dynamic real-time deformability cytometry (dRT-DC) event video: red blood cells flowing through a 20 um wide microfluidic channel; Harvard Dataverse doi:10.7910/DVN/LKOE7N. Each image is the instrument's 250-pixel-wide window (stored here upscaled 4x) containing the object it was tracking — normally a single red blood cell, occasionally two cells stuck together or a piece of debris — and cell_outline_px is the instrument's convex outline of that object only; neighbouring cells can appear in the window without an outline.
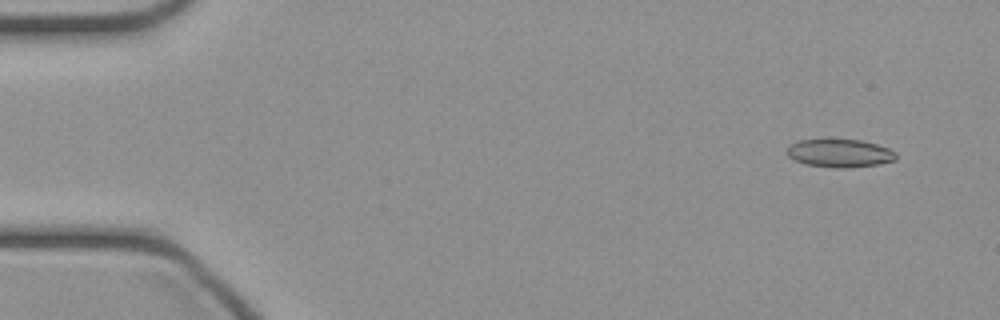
{"species": "common noctule bat (a hibernating species)", "species_latin": "Nyctalus noctula", "temperature_condition": "cold", "stored_images_in_passage": 47, "camera_frame_rate_fps": 3000, "um_per_image_px": 0.085, "animal": {"sex": "female", "body_mass_g": 21.9}, "frame": {"image": 1, "passage_image": 4, "time_ms": 1.0, "image_size_px": [1000, 320], "cell_outline_px": [[896, 160], [880, 164], [848, 168], [836, 168], [804, 164], [788, 156], [784, 152], [796, 140], [824, 136], [828, 136], [860, 140], [876, 144], [888, 148], [896, 152]], "centroid_in_image_um": [71.32, 12.97], "position_along_channel_um": 13.7, "area_um2": 18.84}}
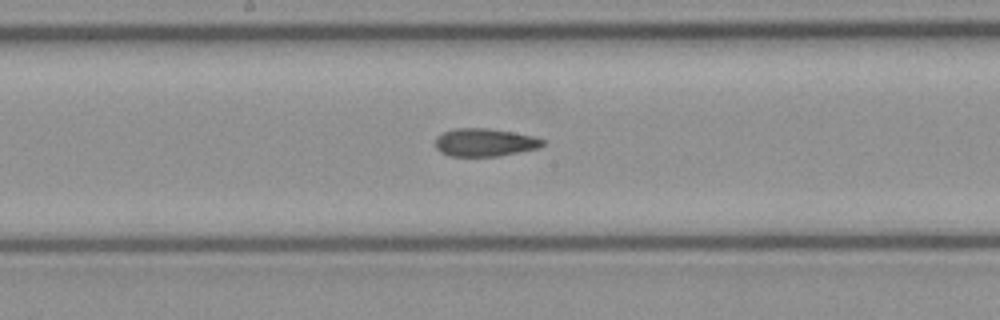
{"frame": {"image": 2, "passage_image": 25, "time_ms": 8.0, "image_size_px": [1000, 320], "cell_outline_px": [[544, 144], [540, 148], [496, 156], [448, 156], [440, 152], [436, 148], [436, 136], [444, 132], [456, 128], [488, 128], [512, 132], [532, 136], [544, 140]], "centroid_in_image_um": [41.18, 12.11], "position_along_channel_um": 207.0, "area_um2": 17.4}}
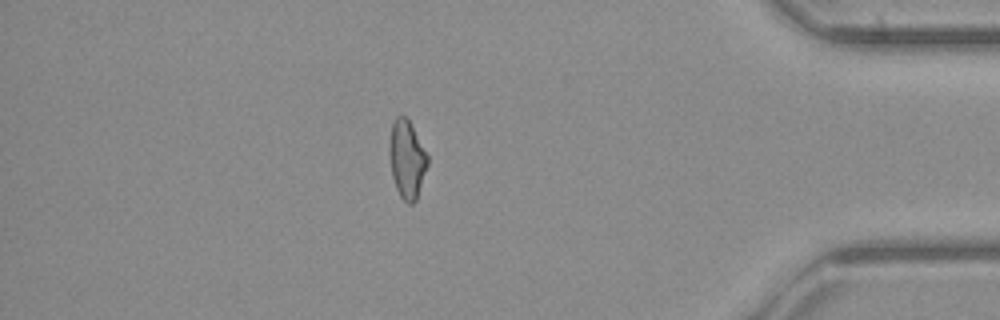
{"frame": {"image": 3, "passage_image": 41, "time_ms": 13.333, "image_size_px": [1000, 320], "cell_outline_px": [[428, 164], [416, 200], [412, 204], [408, 204], [400, 196], [396, 188], [392, 176], [388, 152], [392, 124], [396, 116], [404, 116], [408, 120], [428, 156]], "centroid_in_image_um": [34.57, 13.57], "position_along_channel_um": 400.6, "area_um2": 17.11}}